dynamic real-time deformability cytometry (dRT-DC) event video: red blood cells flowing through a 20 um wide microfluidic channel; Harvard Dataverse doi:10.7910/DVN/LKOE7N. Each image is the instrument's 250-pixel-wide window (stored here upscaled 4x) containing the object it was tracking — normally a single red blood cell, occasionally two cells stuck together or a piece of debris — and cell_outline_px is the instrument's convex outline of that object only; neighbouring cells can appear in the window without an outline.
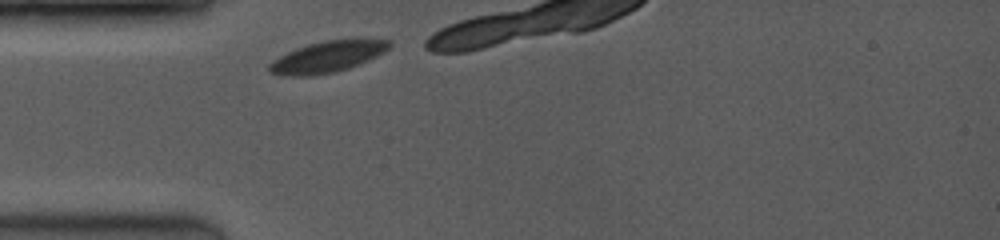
{"species": "common noctule bat (a hibernating species)", "species_latin": "Nyctalus noctula", "temperature_condition": "room temperature", "stored_images_in_passage": 3, "camera_frame_rate_fps": 3500, "um_per_image_px": 0.085, "animal": {"sex": "female", "body_mass_g": 19.0, "forearm_length_mm": 53.3}, "frame": {"image": 1, "passage_image": 1, "time_ms": 0.0, "image_size_px": [1000, 240], "cell_outline_px": [[392, 44], [384, 52], [360, 64], [348, 68], [332, 72], [308, 76], [284, 76], [268, 72], [268, 64], [272, 60], [296, 48], [308, 44], [324, 40], [352, 36], [368, 36], [392, 40]], "centroid_in_image_um": [27.92, 4.76], "position_along_channel_um": 57.1, "area_um2": 22.77}}